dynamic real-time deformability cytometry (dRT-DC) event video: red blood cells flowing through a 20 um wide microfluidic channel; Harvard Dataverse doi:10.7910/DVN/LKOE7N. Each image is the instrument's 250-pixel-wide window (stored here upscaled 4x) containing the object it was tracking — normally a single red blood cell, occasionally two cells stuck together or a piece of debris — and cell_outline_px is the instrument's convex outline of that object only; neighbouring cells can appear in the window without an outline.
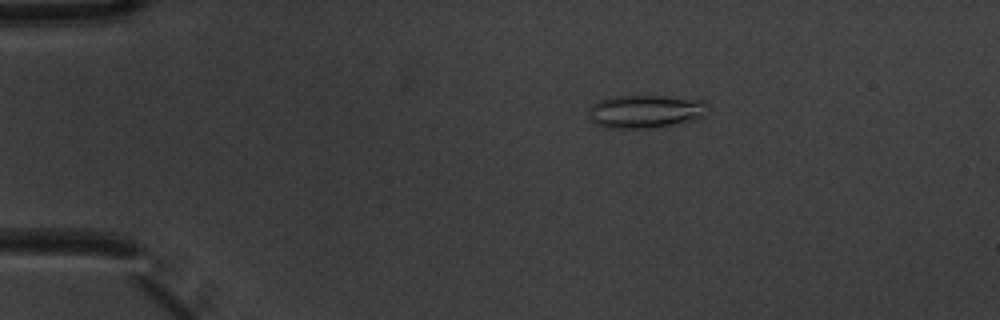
{"species": "common noctule bat (a hibernating species)", "species_latin": "Nyctalus noctula", "temperature_condition": "warm", "stored_images_in_passage": 9, "camera_frame_rate_fps": 3000, "um_per_image_px": 0.085, "animal": {"sex": "male", "body_mass_g": 20.1, "forearm_length_mm": 53.5}, "frame": {"image": 1, "passage_image": 4, "time_ms": 1.0, "image_size_px": [1000, 320], "cell_outline_px": [[708, 104], [704, 116], [696, 120], [652, 128], [608, 128], [596, 124], [588, 120], [588, 108], [596, 100], [616, 96], [664, 96], [704, 100]], "centroid_in_image_um": [54.82, 9.47], "position_along_channel_um": 30.2, "area_um2": 23.35}}
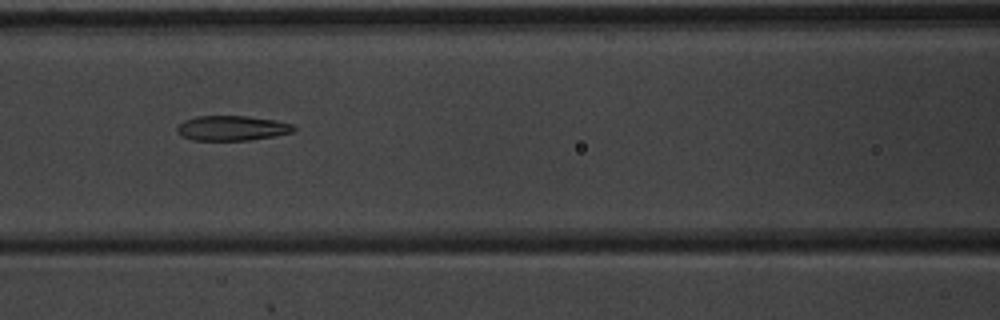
{"frame": {"image": 2, "passage_image": 8, "time_ms": 2.333, "image_size_px": [1000, 320], "cell_outline_px": [[296, 128], [292, 132], [272, 136], [248, 140], [192, 140], [180, 136], [176, 132], [176, 124], [184, 120], [196, 116], [244, 116], [276, 120], [292, 124]], "centroid_in_image_um": [19.64, 10.89], "position_along_channel_um": 147.0, "area_um2": 16.99}}
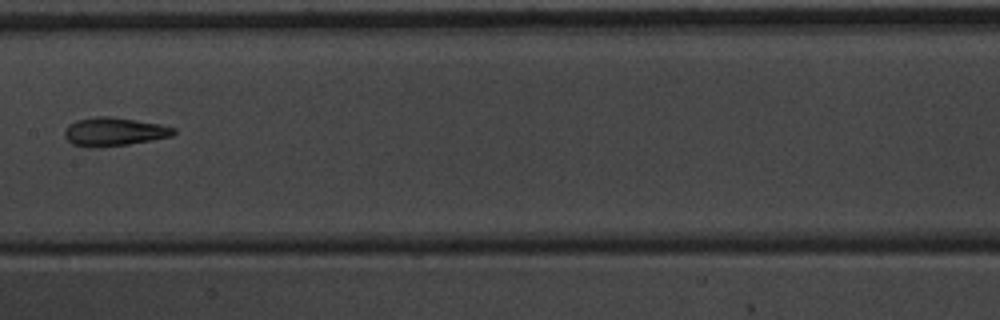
{"frame": {"image": 3, "passage_image": 9, "time_ms": 2.667, "image_size_px": [1000, 320], "cell_outline_px": [[176, 132], [172, 136], [152, 140], [128, 144], [96, 148], [88, 148], [72, 144], [64, 136], [64, 128], [68, 124], [76, 120], [96, 116], [108, 116], [160, 124], [176, 128]], "centroid_in_image_um": [9.65, 11.2], "position_along_channel_um": 197.7, "area_um2": 18.26}}